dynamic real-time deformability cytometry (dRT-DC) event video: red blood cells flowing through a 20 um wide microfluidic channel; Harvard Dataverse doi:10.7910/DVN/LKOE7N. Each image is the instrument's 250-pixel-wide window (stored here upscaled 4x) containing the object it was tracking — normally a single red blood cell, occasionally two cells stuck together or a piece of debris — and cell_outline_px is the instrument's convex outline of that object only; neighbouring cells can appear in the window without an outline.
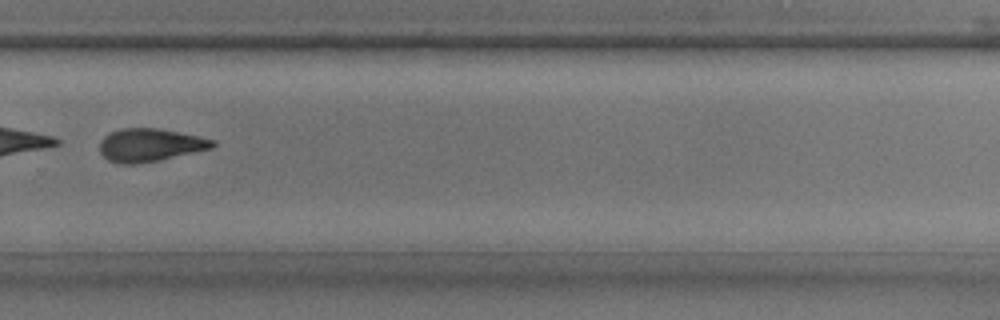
{"species": "common noctule bat (a hibernating species)", "species_latin": "Nyctalus noctula", "temperature_condition": "room temperature", "stored_images_in_passage": 36, "camera_frame_rate_fps": 3000, "um_per_image_px": 0.085, "animal": {"sex": "male", "body_mass_g": 17.9, "forearm_length_mm": 54.2}, "frame": {"image": 1, "passage_image": 26, "time_ms": 8.333, "image_size_px": [1000, 320], "cell_outline_px": [[216, 144], [212, 148], [160, 160], [136, 164], [116, 164], [108, 160], [100, 152], [100, 140], [104, 136], [120, 128], [156, 128], [216, 140]], "centroid_in_image_um": [12.72, 12.34], "position_along_channel_um": 317.1, "area_um2": 21.62}}